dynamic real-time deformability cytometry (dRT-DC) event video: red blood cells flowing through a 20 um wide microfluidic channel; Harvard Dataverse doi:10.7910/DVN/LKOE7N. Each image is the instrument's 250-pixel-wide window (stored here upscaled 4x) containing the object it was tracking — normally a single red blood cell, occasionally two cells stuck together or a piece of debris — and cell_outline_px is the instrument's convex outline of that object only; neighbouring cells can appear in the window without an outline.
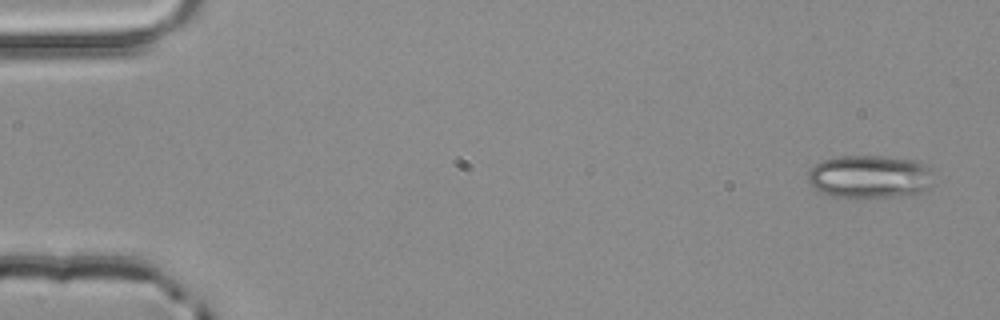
{"species": "common noctule bat (a hibernating species)", "species_latin": "Nyctalus noctula", "temperature_condition": "room temperature", "stored_images_in_passage": 4, "camera_frame_rate_fps": 3000, "um_per_image_px": 0.085, "animal": {"sex": "male", "body_mass_g": 20.4}, "frame": {"image": 1, "passage_image": 1, "time_ms": 0.0, "image_size_px": [1000, 320], "cell_outline_px": [[936, 184], [916, 196], [836, 196], [824, 192], [816, 188], [808, 180], [808, 172], [820, 160], [840, 156], [884, 156], [916, 160], [932, 168]], "centroid_in_image_um": [74.07, 15.0], "position_along_channel_um": 10.9, "area_um2": 31.79}}